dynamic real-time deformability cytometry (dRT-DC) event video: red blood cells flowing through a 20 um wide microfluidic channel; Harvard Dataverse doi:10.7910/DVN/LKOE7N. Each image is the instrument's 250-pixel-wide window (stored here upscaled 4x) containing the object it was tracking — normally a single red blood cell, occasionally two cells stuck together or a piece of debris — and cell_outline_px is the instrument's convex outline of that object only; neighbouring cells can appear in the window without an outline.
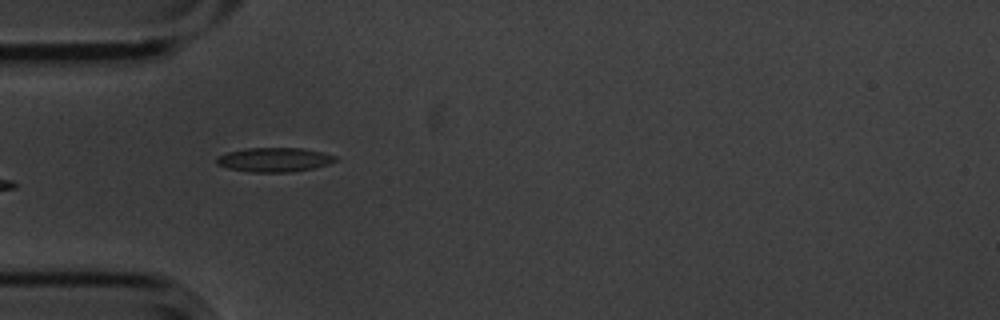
{"species": "common noctule bat (a hibernating species)", "species_latin": "Nyctalus noctula", "temperature_condition": "cold", "stored_images_in_passage": 8, "camera_frame_rate_fps": 3000, "um_per_image_px": 0.085, "animal": {"sex": "male", "body_mass_g": 20.1, "forearm_length_mm": 53.5}, "frame": {"image": 1, "passage_image": 5, "time_ms": 1.333, "image_size_px": [1000, 320], "cell_outline_px": [[336, 160], [328, 164], [312, 168], [292, 172], [248, 172], [228, 168], [216, 164], [216, 156], [228, 152], [248, 148], [304, 148], [324, 152], [336, 156]], "centroid_in_image_um": [23.3, 13.57], "position_along_channel_um": 61.7, "area_um2": 16.82}}
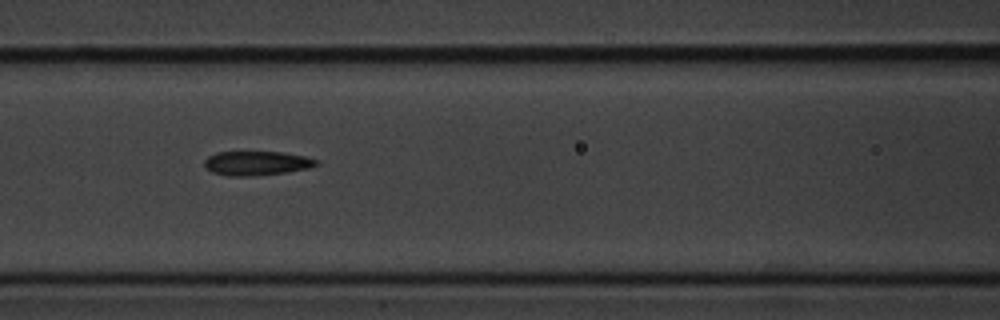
{"frame": {"image": 2, "passage_image": 7, "time_ms": 2.0, "image_size_px": [1000, 320], "cell_outline_px": [[320, 164], [312, 168], [288, 172], [252, 176], [228, 176], [212, 172], [204, 164], [204, 160], [208, 156], [216, 152], [284, 152], [304, 156], [316, 160]], "centroid_in_image_um": [21.84, 13.87], "position_along_channel_um": 144.8, "area_um2": 15.9}}
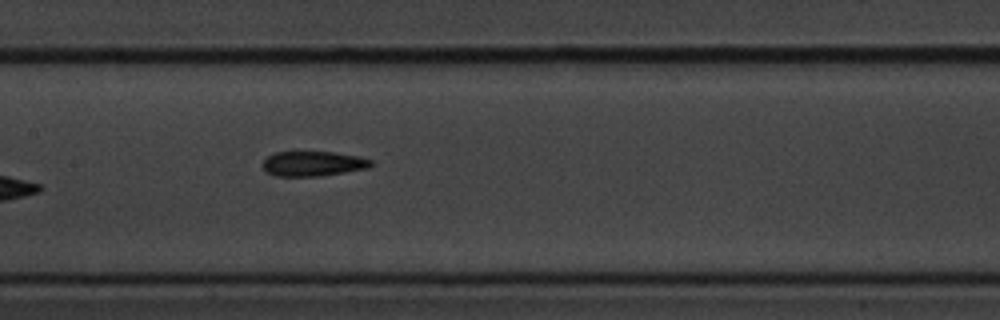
{"frame": {"image": 3, "passage_image": 8, "time_ms": 2.333, "image_size_px": [1000, 320], "cell_outline_px": [[372, 164], [368, 168], [320, 176], [276, 176], [264, 172], [264, 160], [268, 156], [276, 152], [332, 152], [360, 156], [372, 160]], "centroid_in_image_um": [26.61, 13.91], "position_along_channel_um": 180.8, "area_um2": 15.66}}